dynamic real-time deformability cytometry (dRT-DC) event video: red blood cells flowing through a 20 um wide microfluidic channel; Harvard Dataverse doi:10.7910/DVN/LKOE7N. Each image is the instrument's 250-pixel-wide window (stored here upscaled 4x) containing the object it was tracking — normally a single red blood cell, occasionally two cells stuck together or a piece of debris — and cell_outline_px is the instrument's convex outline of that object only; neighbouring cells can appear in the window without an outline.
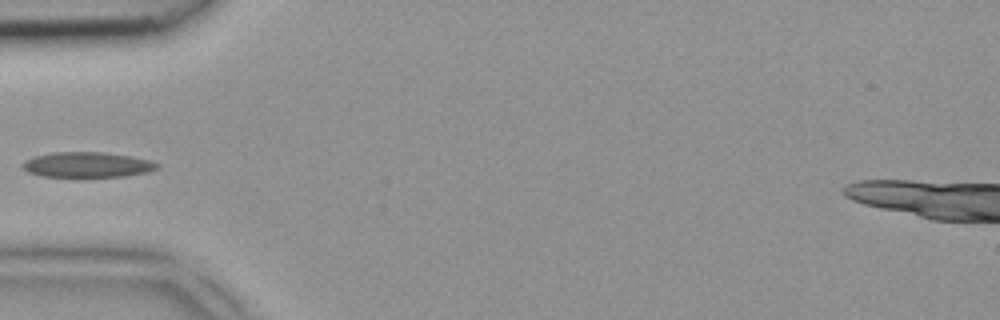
{"species": "common noctule bat (a hibernating species)", "species_latin": "Nyctalus noctula", "temperature_condition": "room temperature", "stored_images_in_passage": 5, "camera_frame_rate_fps": 3000, "um_per_image_px": 0.085, "animal": {"sex": "female", "body_mass_g": 18.4}, "frame": {"image": 1, "passage_image": 5, "time_ms": 1.333, "image_size_px": [1000, 320], "cell_outline_px": [[160, 168], [148, 172], [124, 176], [84, 180], [44, 176], [28, 172], [20, 164], [24, 160], [36, 156], [56, 152], [104, 152], [132, 156], [148, 160], [160, 164]], "centroid_in_image_um": [7.43, 14.05], "position_along_channel_um": 77.6, "area_um2": 20.81}}